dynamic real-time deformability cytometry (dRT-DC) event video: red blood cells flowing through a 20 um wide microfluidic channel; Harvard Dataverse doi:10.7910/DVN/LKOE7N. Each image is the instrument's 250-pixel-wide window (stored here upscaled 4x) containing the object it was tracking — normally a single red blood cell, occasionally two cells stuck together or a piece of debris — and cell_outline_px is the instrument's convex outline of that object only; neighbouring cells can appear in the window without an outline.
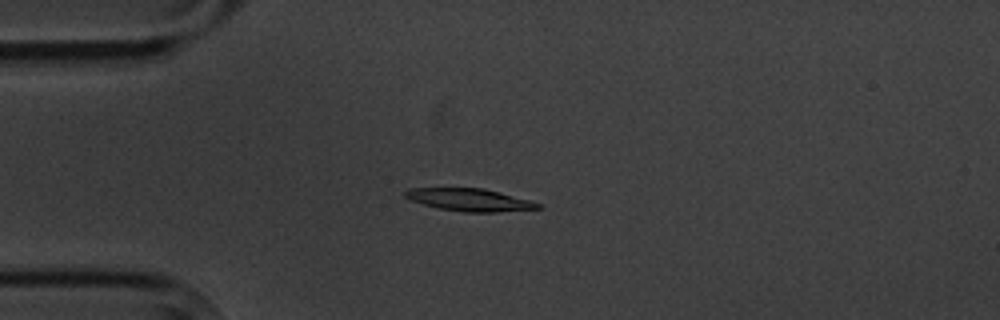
{"species": "common noctule bat (a hibernating species)", "species_latin": "Nyctalus noctula", "temperature_condition": "cold", "stored_images_in_passage": 6, "camera_frame_rate_fps": 3000, "um_per_image_px": 0.085, "animal": {"sex": "male", "body_mass_g": 20.1, "forearm_length_mm": 53.5}, "frame": {"image": 1, "passage_image": 4, "time_ms": 3.667, "image_size_px": [1000, 320], "cell_outline_px": [[544, 208], [496, 212], [464, 212], [436, 208], [412, 200], [404, 196], [404, 192], [408, 188], [484, 188], [532, 200], [540, 204]], "centroid_in_image_um": [39.95, 16.98], "position_along_channel_um": 45.0, "area_um2": 17.51}}
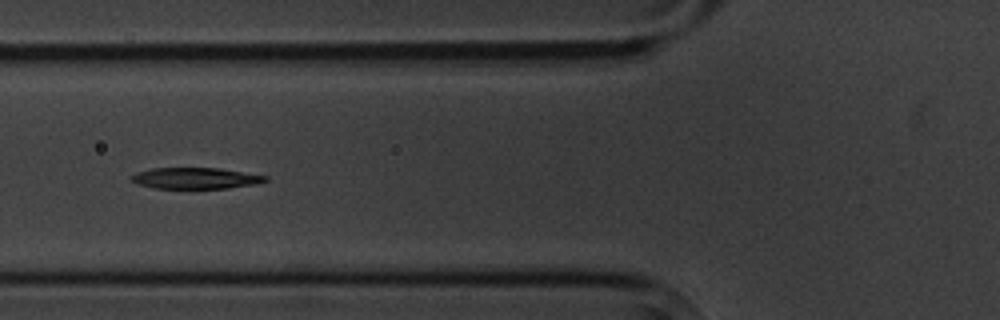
{"frame": {"image": 2, "passage_image": 6, "time_ms": 6.0, "image_size_px": [1000, 320], "cell_outline_px": [[268, 180], [256, 184], [228, 188], [156, 188], [136, 184], [128, 176], [136, 172], [152, 168], [220, 168], [268, 176]], "centroid_in_image_um": [16.6, 15.14], "position_along_channel_um": 109.2, "area_um2": 16.59}}